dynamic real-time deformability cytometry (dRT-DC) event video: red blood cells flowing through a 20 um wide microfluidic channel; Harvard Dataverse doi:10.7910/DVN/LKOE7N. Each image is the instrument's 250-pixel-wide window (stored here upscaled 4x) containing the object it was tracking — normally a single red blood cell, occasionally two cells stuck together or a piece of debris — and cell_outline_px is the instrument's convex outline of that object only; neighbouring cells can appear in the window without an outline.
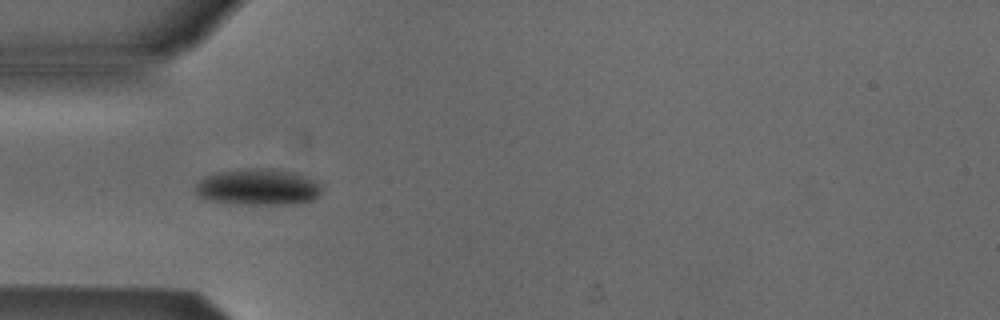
{"species": "Egyptian fruit bat (a non-hibernating species)", "species_latin": "Rousettus aegyptiacus", "temperature_condition": "cold", "stored_images_in_passage": 5, "camera_frame_rate_fps": 3000, "um_per_image_px": 0.085, "animal": {"sex": "male"}, "frame": {"image": 1, "passage_image": 5, "time_ms": 1.333, "image_size_px": [1000, 320], "cell_outline_px": [[324, 184], [320, 192], [312, 200], [296, 204], [236, 204], [204, 200], [196, 196], [196, 184], [204, 176], [212, 172], [244, 168], [272, 168], [296, 172], [308, 176]], "centroid_in_image_um": [21.92, 15.88], "position_along_channel_um": 63.1, "area_um2": 27.57}}